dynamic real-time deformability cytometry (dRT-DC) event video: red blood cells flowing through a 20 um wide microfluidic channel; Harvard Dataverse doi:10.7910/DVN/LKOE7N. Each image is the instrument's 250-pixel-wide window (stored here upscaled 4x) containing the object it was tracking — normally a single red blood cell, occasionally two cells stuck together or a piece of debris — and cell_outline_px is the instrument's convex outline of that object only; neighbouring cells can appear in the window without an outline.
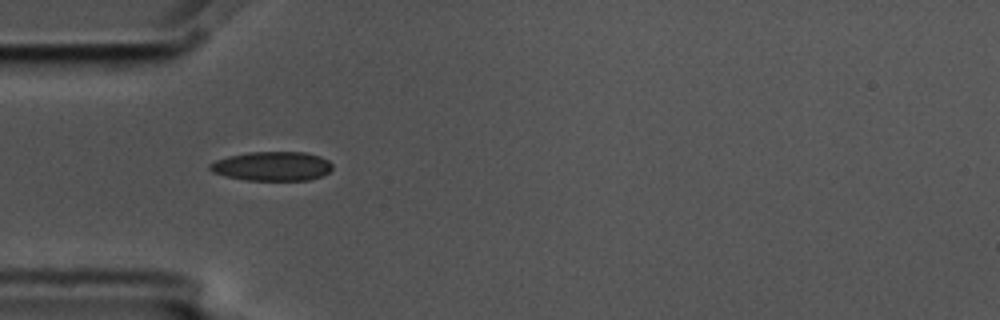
{"species": "common noctule bat (a hibernating species)", "species_latin": "Nyctalus noctula", "temperature_condition": "cold", "stored_images_in_passage": 2, "camera_frame_rate_fps": 3000, "um_per_image_px": 0.085, "animal": {"sex": "male", "body_mass_g": 17.5, "forearm_length_mm": 52.3}, "frame": {"image": 1, "passage_image": 1, "time_ms": 0.0, "image_size_px": [1000, 320], "cell_outline_px": [[332, 168], [324, 176], [308, 180], [244, 180], [224, 176], [212, 172], [208, 168], [208, 164], [216, 160], [228, 156], [248, 152], [304, 152], [320, 156], [328, 160], [332, 164]], "centroid_in_image_um": [23.11, 14.13], "position_along_channel_um": 61.9, "area_um2": 21.04}}